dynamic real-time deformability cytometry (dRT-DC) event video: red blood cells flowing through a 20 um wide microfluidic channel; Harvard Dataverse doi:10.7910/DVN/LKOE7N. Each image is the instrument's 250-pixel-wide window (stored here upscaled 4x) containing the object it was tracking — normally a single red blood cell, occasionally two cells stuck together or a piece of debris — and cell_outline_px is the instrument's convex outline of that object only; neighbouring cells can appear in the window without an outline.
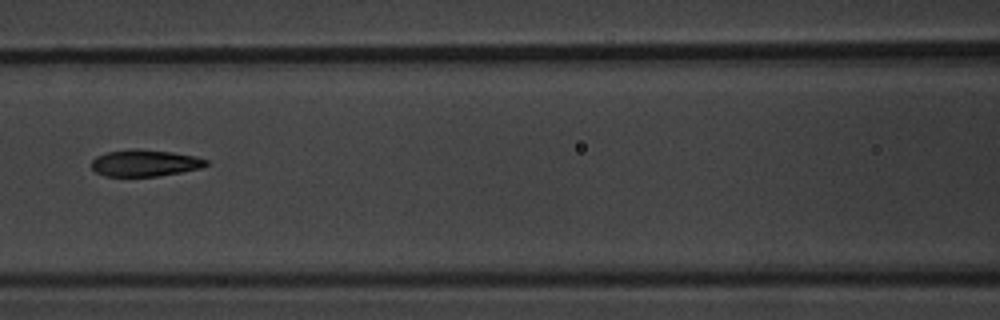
{"species": "common noctule bat (a hibernating species)", "species_latin": "Nyctalus noctula", "temperature_condition": "warm", "stored_images_in_passage": 4, "camera_frame_rate_fps": 3000, "um_per_image_px": 0.085, "animal": {"sex": "male", "body_mass_g": 20.1, "forearm_length_mm": 53.5}, "frame": {"image": 1, "passage_image": 4, "time_ms": 3.333, "image_size_px": [1000, 320], "cell_outline_px": [[208, 164], [200, 168], [180, 172], [156, 176], [104, 176], [96, 172], [92, 168], [92, 160], [96, 156], [108, 152], [136, 148], [172, 152], [196, 156], [208, 160]], "centroid_in_image_um": [12.31, 13.85], "position_along_channel_um": 154.3, "area_um2": 17.74}}